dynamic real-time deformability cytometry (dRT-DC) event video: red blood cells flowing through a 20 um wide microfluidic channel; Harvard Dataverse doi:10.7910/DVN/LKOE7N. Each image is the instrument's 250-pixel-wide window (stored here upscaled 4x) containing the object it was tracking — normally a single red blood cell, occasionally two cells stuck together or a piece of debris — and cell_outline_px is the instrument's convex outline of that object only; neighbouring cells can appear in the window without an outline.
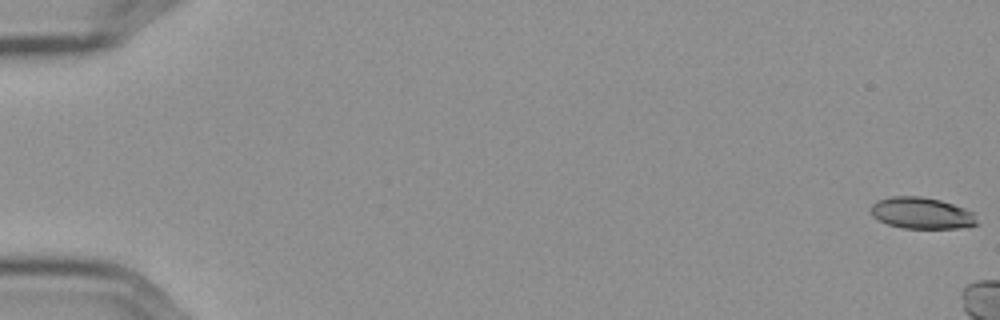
{"species": "Egyptian fruit bat (a non-hibernating species)", "species_latin": "Rousettus aegyptiacus", "temperature_condition": "cold", "stored_images_in_passage": 11, "camera_frame_rate_fps": 3000, "um_per_image_px": 0.085, "frame": {"image": 1, "passage_image": 1, "time_ms": 0.0, "image_size_px": [1000, 320], "cell_outline_px": [[980, 224], [960, 228], [904, 228], [888, 224], [872, 216], [872, 204], [876, 200], [892, 196], [920, 196], [940, 200], [964, 208], [972, 212]], "centroid_in_image_um": [78.35, 18.11], "position_along_channel_um": 6.7, "area_um2": 19.36}}